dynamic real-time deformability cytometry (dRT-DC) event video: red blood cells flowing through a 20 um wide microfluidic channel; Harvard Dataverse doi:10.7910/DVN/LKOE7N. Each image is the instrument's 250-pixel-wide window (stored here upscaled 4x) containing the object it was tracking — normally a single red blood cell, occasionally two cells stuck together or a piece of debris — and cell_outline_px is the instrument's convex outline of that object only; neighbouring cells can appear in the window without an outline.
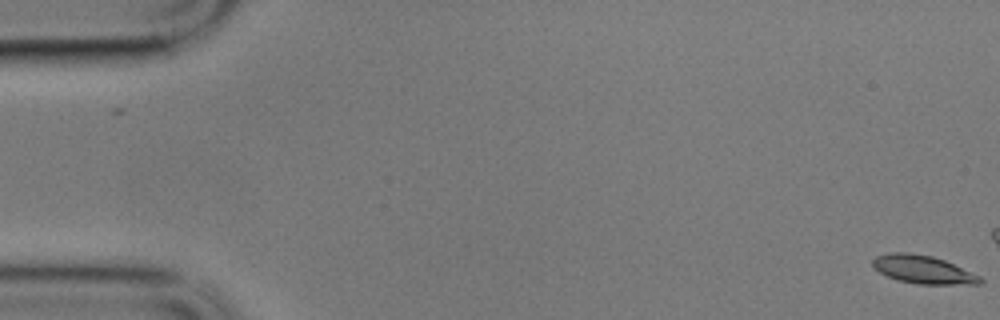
{"species": "common noctule bat (a hibernating species)", "species_latin": "Nyctalus noctula", "temperature_condition": "cold", "stored_images_in_passage": 16, "camera_frame_rate_fps": 3000, "um_per_image_px": 0.085, "animal": {"sex": "male", "body_mass_g": 17.9}, "frame": {"image": 1, "passage_image": 1, "time_ms": 0.0, "image_size_px": [1000, 320], "cell_outline_px": [[984, 280], [980, 284], [916, 284], [896, 280], [872, 268], [872, 260], [876, 256], [888, 252], [908, 252], [932, 256], [944, 260], [980, 276]], "centroid_in_image_um": [78.42, 22.91], "position_along_channel_um": 6.6, "area_um2": 17.69}}